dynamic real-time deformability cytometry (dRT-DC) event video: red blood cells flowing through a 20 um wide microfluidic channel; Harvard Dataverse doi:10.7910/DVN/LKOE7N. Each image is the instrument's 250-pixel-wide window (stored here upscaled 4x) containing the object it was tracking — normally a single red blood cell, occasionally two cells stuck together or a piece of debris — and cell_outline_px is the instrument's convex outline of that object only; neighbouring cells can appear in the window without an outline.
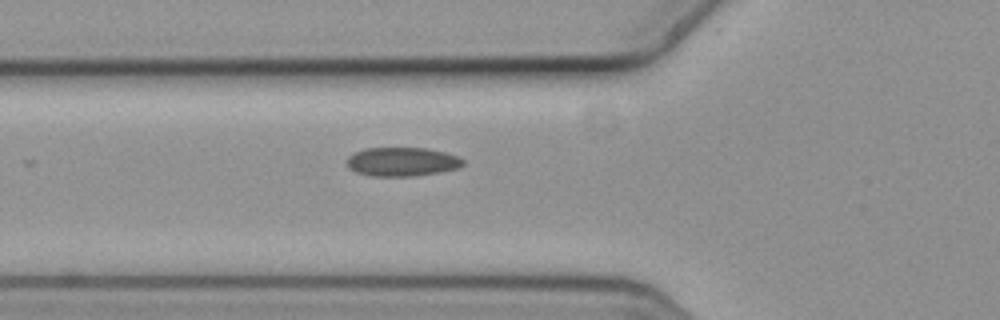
{"species": "common noctule bat (a hibernating species)", "species_latin": "Nyctalus noctula", "temperature_condition": "cold", "stored_images_in_passage": 5, "camera_frame_rate_fps": 3000, "um_per_image_px": 0.085, "animal": {"sex": "female", "body_mass_g": 19.3, "forearm_length_mm": 54.1}, "frame": {"image": 1, "passage_image": 5, "time_ms": 1.333, "image_size_px": [1000, 320], "cell_outline_px": [[464, 164], [456, 168], [440, 172], [416, 176], [368, 176], [356, 172], [348, 168], [348, 156], [364, 148], [428, 148], [444, 152], [456, 156], [464, 160]], "centroid_in_image_um": [34.16, 13.75], "position_along_channel_um": 91.6, "area_um2": 19.54}}